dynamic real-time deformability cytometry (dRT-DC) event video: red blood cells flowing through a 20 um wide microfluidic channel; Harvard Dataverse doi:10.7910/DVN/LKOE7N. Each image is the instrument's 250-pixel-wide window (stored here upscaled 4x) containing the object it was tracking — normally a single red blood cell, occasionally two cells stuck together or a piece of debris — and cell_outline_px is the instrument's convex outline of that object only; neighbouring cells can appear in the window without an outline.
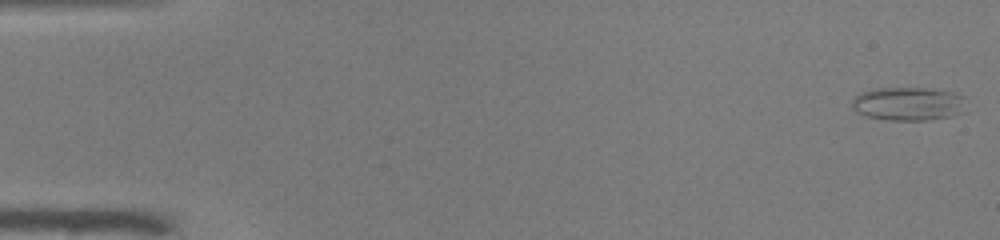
{"species": "common noctule bat (a hibernating species)", "species_latin": "Nyctalus noctula", "temperature_condition": "warm", "stored_images_in_passage": 51, "camera_frame_rate_fps": 3000, "um_per_image_px": 0.085, "animal": {"sex": "male", "body_mass_g": 19.0, "forearm_length_mm": 50.8}, "frame": {"image": 1, "passage_image": 1, "time_ms": 0.0, "image_size_px": [1000, 240], "cell_outline_px": [[964, 96], [960, 112], [952, 116], [928, 120], [892, 120], [868, 116], [856, 112], [852, 108], [852, 100], [860, 92], [876, 88], [932, 88], [952, 92]], "centroid_in_image_um": [77.16, 8.81], "position_along_channel_um": 7.8, "area_um2": 22.08}}
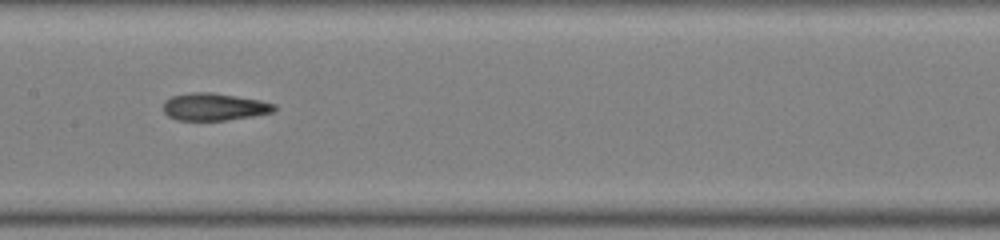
{"frame": {"image": 2, "passage_image": 26, "time_ms": 8.333, "image_size_px": [1000, 240], "cell_outline_px": [[276, 108], [272, 112], [252, 116], [224, 120], [176, 120], [168, 116], [164, 112], [164, 100], [172, 96], [192, 92], [212, 92], [260, 100], [276, 104]], "centroid_in_image_um": [18.19, 9.07], "position_along_channel_um": 189.2, "area_um2": 17.63}}
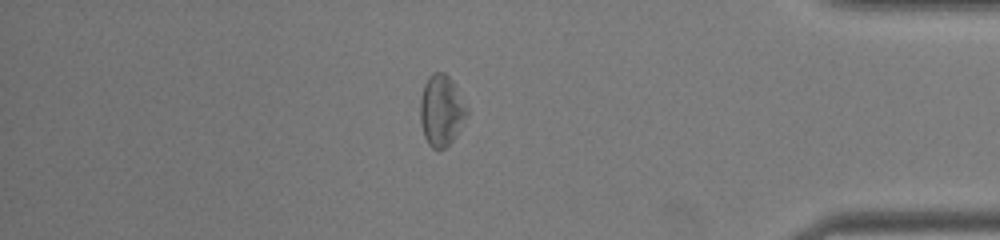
{"frame": {"image": 3, "passage_image": 44, "time_ms": 14.333, "image_size_px": [1000, 240], "cell_outline_px": [[468, 116], [452, 140], [444, 148], [432, 148], [428, 144], [424, 136], [420, 120], [420, 96], [424, 84], [428, 76], [432, 72], [444, 72], [452, 80], [468, 108]], "centroid_in_image_um": [37.5, 9.36], "position_along_channel_um": 397.7, "area_um2": 19.36}, "authors_computed_cell_mechanics": {"area_um2": 18.8428, "velocity_mm_per_s": 3.9767, "shape_relaxation_time_tau1_ms": null, "shape_relaxation_time_tau2_ms": 3.4181, "deformation_change_tau1": null, "deformation_change_tau2": 0.1126}}